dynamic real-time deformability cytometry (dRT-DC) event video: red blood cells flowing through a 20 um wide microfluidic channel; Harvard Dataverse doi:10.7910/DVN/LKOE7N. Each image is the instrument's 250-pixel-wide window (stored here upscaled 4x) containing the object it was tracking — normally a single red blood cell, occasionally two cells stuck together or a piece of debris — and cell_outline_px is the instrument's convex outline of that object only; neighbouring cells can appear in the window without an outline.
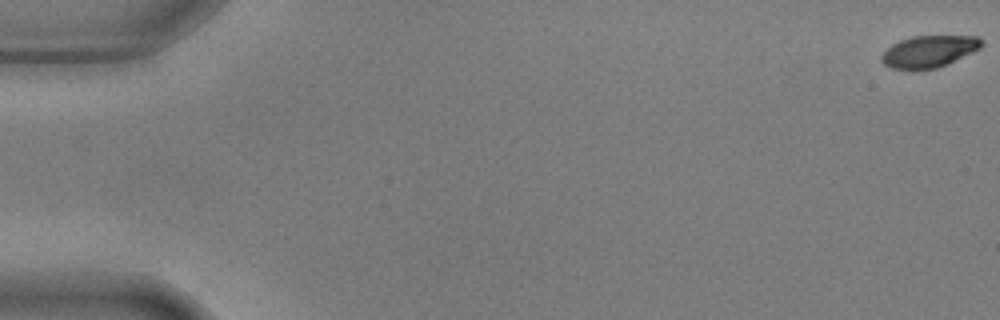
{"species": "common noctule bat (a hibernating species)", "species_latin": "Nyctalus noctula", "temperature_condition": "warm", "stored_images_in_passage": 15, "camera_frame_rate_fps": 3000, "um_per_image_px": 0.085, "animal": {"sex": "male", "body_mass_g": 17.9, "forearm_length_mm": 54.2}, "frame": {"image": 1, "passage_image": 1, "time_ms": 0.0, "image_size_px": [1000, 320], "cell_outline_px": [[984, 44], [980, 48], [972, 52], [936, 68], [892, 68], [884, 64], [880, 60], [880, 56], [892, 44], [900, 40], [912, 36], [976, 36]], "centroid_in_image_um": [78.94, 4.34], "position_along_channel_um": 6.1, "area_um2": 18.03}}
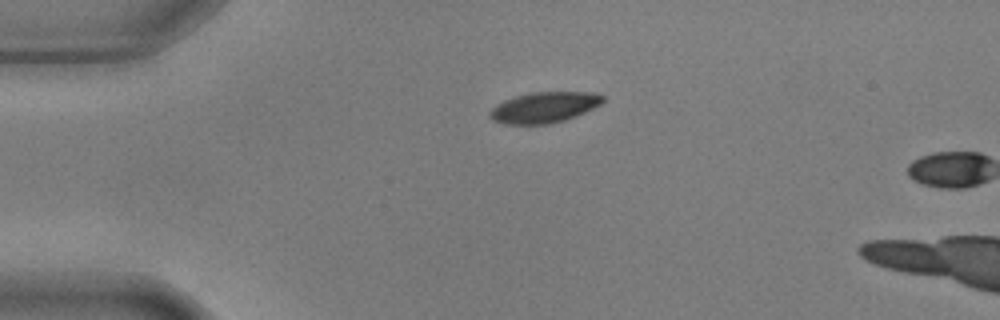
{"frame": {"image": 2, "passage_image": 14, "time_ms": 4.333, "image_size_px": [1000, 320], "cell_outline_px": [[604, 100], [600, 104], [576, 116], [564, 120], [548, 124], [504, 124], [492, 120], [488, 116], [488, 112], [496, 104], [504, 100], [516, 96], [532, 92], [592, 92], [604, 96]], "centroid_in_image_um": [46.21, 9.13], "position_along_channel_um": 38.8, "area_um2": 20.23}}